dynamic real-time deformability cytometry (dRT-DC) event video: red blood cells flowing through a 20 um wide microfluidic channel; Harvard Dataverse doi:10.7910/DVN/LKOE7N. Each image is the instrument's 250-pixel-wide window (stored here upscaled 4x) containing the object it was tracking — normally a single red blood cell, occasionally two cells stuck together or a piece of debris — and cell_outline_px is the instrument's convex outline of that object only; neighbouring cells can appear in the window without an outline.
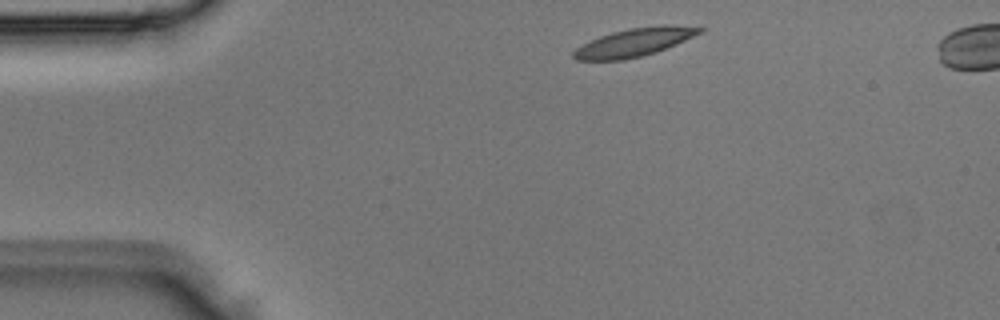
{"species": "Egyptian fruit bat (a non-hibernating species)", "species_latin": "Rousettus aegyptiacus", "temperature_condition": "room temperature", "stored_images_in_passage": 3, "camera_frame_rate_fps": 3000, "um_per_image_px": 0.085, "animal": {"sex": "male"}, "frame": {"image": 1, "passage_image": 1, "time_ms": 0.0, "image_size_px": [1000, 320], "cell_outline_px": [[704, 32], [676, 44], [656, 52], [624, 60], [576, 60], [572, 56], [572, 52], [576, 48], [600, 36], [612, 32], [628, 28], [664, 24], [704, 28]], "centroid_in_image_um": [53.93, 3.59], "position_along_channel_um": 31.1, "area_um2": 20.63}}